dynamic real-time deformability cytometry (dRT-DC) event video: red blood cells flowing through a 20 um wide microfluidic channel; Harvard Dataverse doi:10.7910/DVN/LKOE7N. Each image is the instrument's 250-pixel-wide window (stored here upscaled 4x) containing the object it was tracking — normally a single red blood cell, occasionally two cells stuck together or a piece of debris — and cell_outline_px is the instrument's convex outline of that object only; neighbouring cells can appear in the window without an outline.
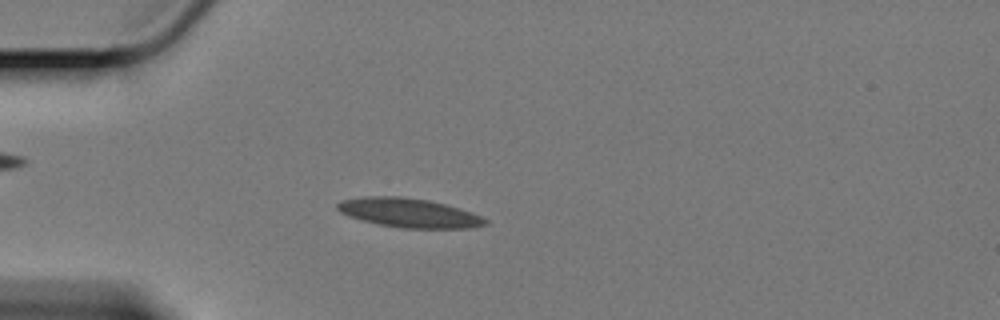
{"species": "Egyptian fruit bat (a non-hibernating species)", "species_latin": "Rousettus aegyptiacus", "temperature_condition": "cold", "stored_images_in_passage": 51, "camera_frame_rate_fps": 3000, "um_per_image_px": 0.085, "animal": {"sex": "female"}, "frame": {"image": 1, "passage_image": 8, "time_ms": 2.333, "image_size_px": [1000, 320], "cell_outline_px": [[488, 224], [472, 228], [400, 228], [376, 224], [360, 220], [348, 216], [340, 212], [336, 208], [336, 204], [340, 200], [364, 196], [400, 196], [428, 200], [460, 208], [472, 212], [488, 220]], "centroid_in_image_um": [34.73, 18.09], "position_along_channel_um": 50.3, "area_um2": 25.37}}
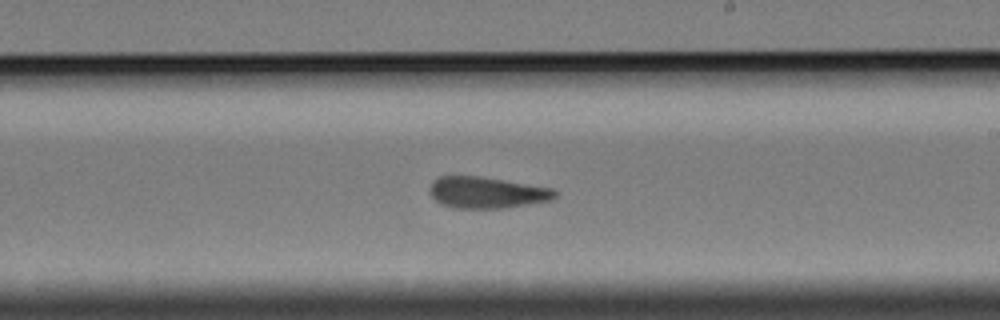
{"frame": {"image": 2, "passage_image": 27, "time_ms": 8.667, "image_size_px": [1000, 320], "cell_outline_px": [[560, 192], [552, 200], [504, 208], [456, 208], [440, 204], [428, 192], [428, 188], [432, 180], [440, 176], [480, 176], [552, 188]], "centroid_in_image_um": [41.36, 16.36], "position_along_channel_um": 247.6, "area_um2": 23.06}}
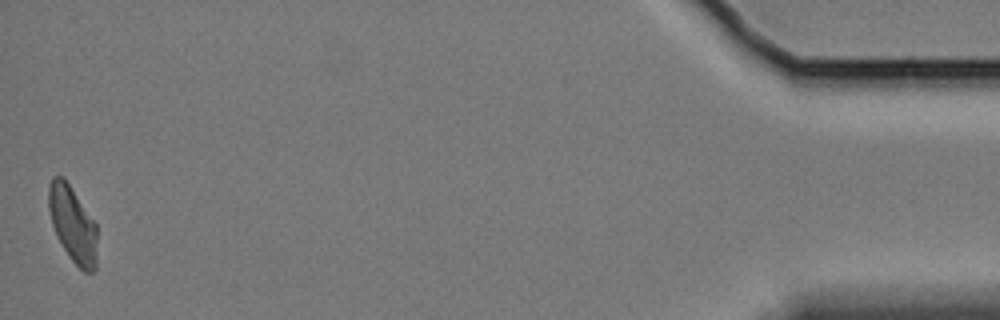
{"frame": {"image": 3, "passage_image": 51, "time_ms": 16.667, "image_size_px": [1000, 320], "cell_outline_px": [[96, 268], [92, 272], [84, 272], [72, 260], [56, 236], [52, 224], [48, 208], [48, 184], [52, 176], [64, 176], [96, 224]], "centroid_in_image_um": [6.16, 19.02], "position_along_channel_um": 429.0, "area_um2": 21.44}, "authors_computed_cell_mechanics": {"area_um2": 23.1778, "velocity_mm_per_s": 3.3347, "shape_relaxation_time_tau1_ms": null, "shape_relaxation_time_tau2_ms": 2.4014, "deformation_change_tau1": null, "deformation_change_tau2": 0.0735}}